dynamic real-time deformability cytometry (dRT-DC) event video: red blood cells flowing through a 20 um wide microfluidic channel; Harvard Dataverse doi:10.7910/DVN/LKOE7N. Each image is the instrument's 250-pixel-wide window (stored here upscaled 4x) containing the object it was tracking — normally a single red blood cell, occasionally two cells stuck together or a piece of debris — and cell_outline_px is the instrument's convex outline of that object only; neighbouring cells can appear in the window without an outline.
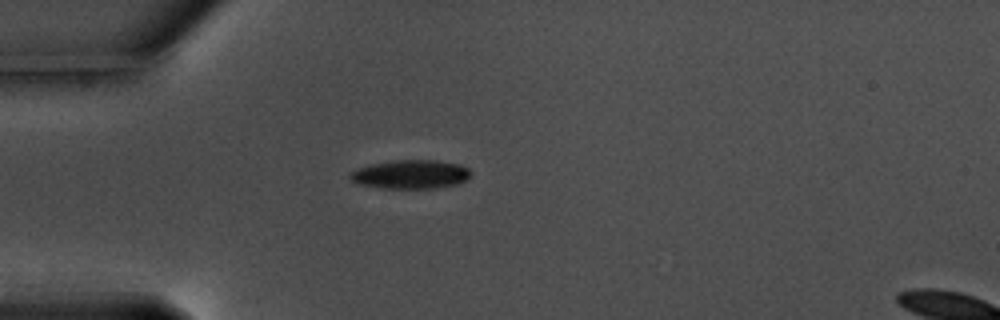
{"species": "common noctule bat (a hibernating species)", "species_latin": "Nyctalus noctula", "temperature_condition": "warm", "stored_images_in_passage": 42, "camera_frame_rate_fps": 3000, "um_per_image_px": 0.085, "animal": {"sex": "male", "body_mass_g": 17.5, "forearm_length_mm": 52.3}, "frame": {"image": 1, "passage_image": 1, "time_ms": 0.0, "image_size_px": [1000, 320], "cell_outline_px": [[472, 176], [460, 184], [436, 188], [384, 188], [360, 184], [352, 180], [348, 176], [352, 172], [360, 168], [372, 164], [396, 160], [436, 160], [460, 164], [468, 168], [472, 172]], "centroid_in_image_um": [35.0, 14.82], "position_along_channel_um": 50.0, "area_um2": 20.23}}
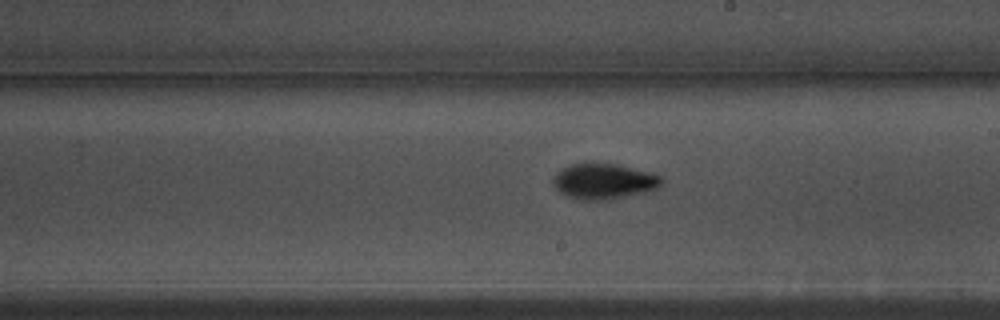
{"frame": {"image": 2, "passage_image": 18, "time_ms": 5.667, "image_size_px": [1000, 320], "cell_outline_px": [[664, 184], [656, 188], [644, 192], [608, 200], [580, 200], [568, 196], [560, 192], [552, 184], [552, 180], [556, 172], [572, 164], [616, 164], [652, 172], [660, 176], [664, 180]], "centroid_in_image_um": [51.34, 15.42], "position_along_channel_um": 237.7, "area_um2": 22.37}}
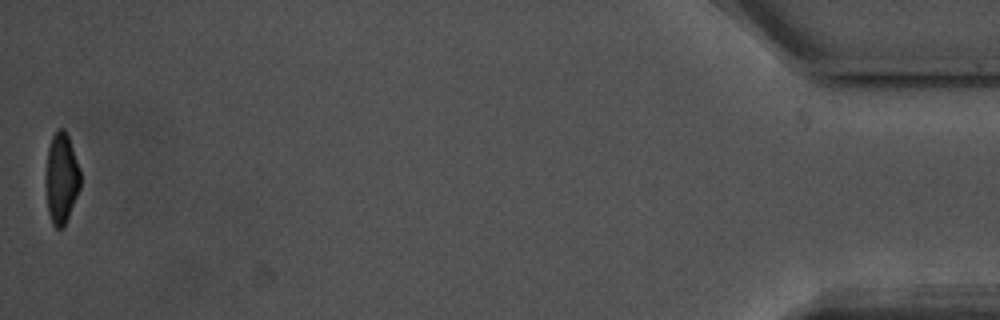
{"frame": {"image": 3, "passage_image": 42, "time_ms": 13.667, "image_size_px": [1000, 320], "cell_outline_px": [[80, 188], [64, 228], [56, 228], [52, 224], [48, 212], [44, 180], [44, 176], [48, 148], [52, 136], [60, 128], [64, 128], [68, 136], [80, 168]], "centroid_in_image_um": [5.2, 15.18], "position_along_channel_um": 430.0, "area_um2": 18.61}, "authors_computed_cell_mechanics": {"area_um2": 20.5768, "velocity_mm_per_s": 3.5651, "shape_relaxation_time_tau1_ms": 2.5185, "shape_relaxation_time_tau2_ms": 3.4176, "deformation_change_tau1": 0.1295, "deformation_change_tau2": 0.0819}}